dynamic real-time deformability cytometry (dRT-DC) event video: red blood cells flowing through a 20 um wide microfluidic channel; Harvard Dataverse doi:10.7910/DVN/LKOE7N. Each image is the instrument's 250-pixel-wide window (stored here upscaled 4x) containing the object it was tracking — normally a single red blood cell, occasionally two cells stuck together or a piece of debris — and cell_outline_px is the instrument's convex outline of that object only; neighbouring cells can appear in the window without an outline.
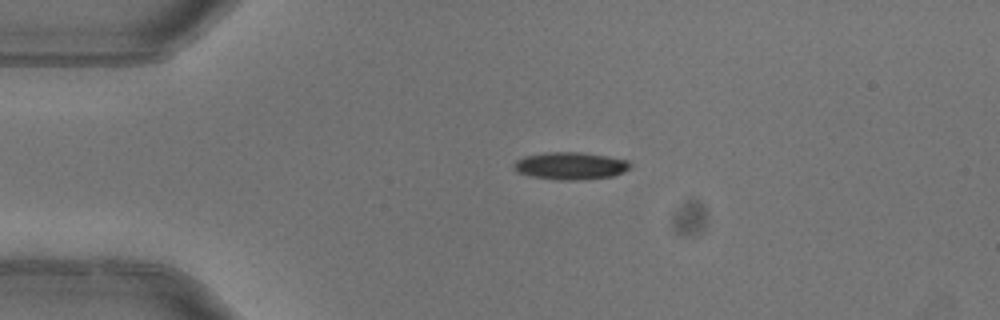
{"species": "common noctule bat (a hibernating species)", "species_latin": "Nyctalus noctula", "temperature_condition": "warm", "stored_images_in_passage": 2, "camera_frame_rate_fps": 3000, "um_per_image_px": 0.085, "animal": {"sex": "female"}, "frame": {"image": 1, "passage_image": 1, "time_ms": 0.0, "image_size_px": [1000, 320], "cell_outline_px": [[632, 168], [624, 172], [612, 176], [584, 180], [556, 180], [532, 176], [516, 172], [512, 168], [512, 164], [516, 160], [524, 156], [544, 152], [580, 152], [628, 160], [632, 164]], "centroid_in_image_um": [48.47, 14.1], "position_along_channel_um": 36.5, "area_um2": 18.84}}